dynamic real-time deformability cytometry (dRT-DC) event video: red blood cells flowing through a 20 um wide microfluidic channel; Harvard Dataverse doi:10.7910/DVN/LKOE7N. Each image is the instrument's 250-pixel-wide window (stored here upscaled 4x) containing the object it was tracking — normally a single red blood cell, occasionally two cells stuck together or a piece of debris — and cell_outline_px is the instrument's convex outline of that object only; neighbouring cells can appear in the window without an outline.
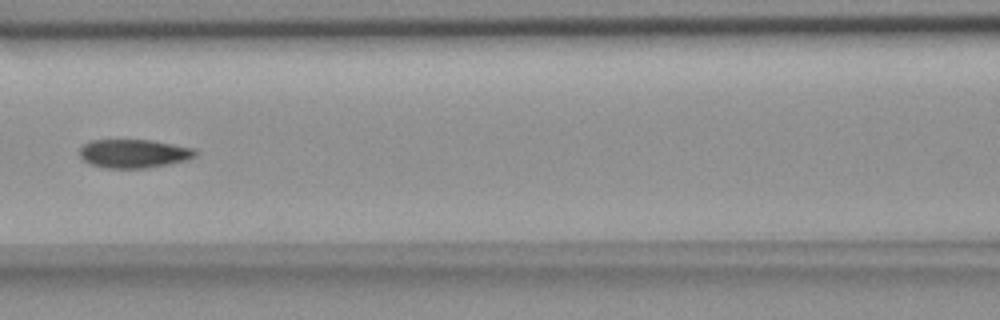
{"species": "common noctule bat (a hibernating species)", "species_latin": "Nyctalus noctula", "temperature_condition": "room temperature", "stored_images_in_passage": 8, "camera_frame_rate_fps": 3000, "um_per_image_px": 0.085, "animal": {"sex": "female", "body_mass_g": 18.4}, "frame": {"image": 1, "passage_image": 5, "time_ms": 4.667, "image_size_px": [1000, 320], "cell_outline_px": [[200, 152], [196, 156], [188, 160], [148, 168], [104, 168], [88, 164], [80, 156], [80, 148], [84, 144], [92, 140], [148, 140], [196, 148]], "centroid_in_image_um": [11.41, 13.06], "position_along_channel_um": 155.2, "area_um2": 19.48}}
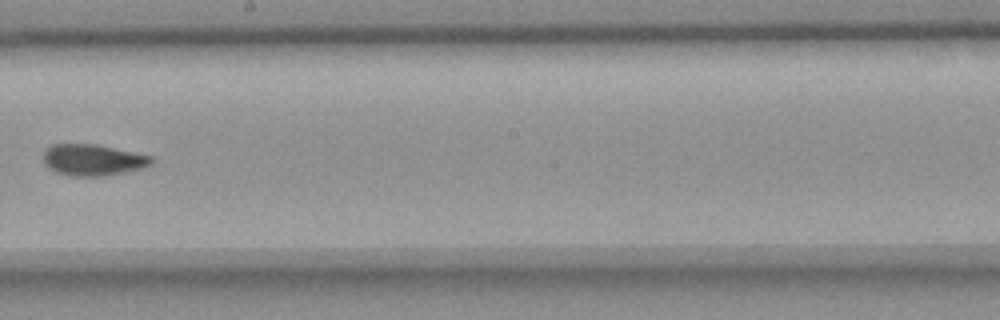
{"frame": {"image": 2, "passage_image": 7, "time_ms": 7.0, "image_size_px": [1000, 320], "cell_outline_px": [[152, 164], [144, 168], [104, 176], [72, 176], [56, 172], [48, 168], [44, 164], [44, 148], [52, 144], [96, 144], [152, 156]], "centroid_in_image_um": [7.87, 13.59], "position_along_channel_um": 240.3, "area_um2": 19.83}}
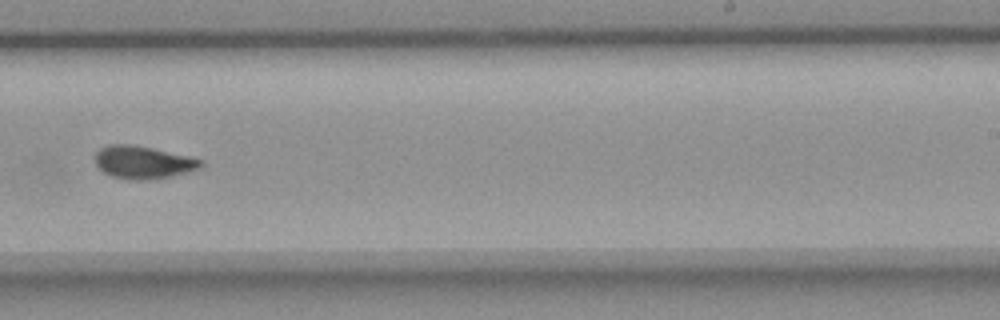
{"frame": {"image": 3, "passage_image": 8, "time_ms": 8.0, "image_size_px": [1000, 320], "cell_outline_px": [[204, 164], [200, 168], [188, 172], [172, 176], [148, 180], [128, 180], [112, 176], [104, 172], [96, 164], [96, 152], [100, 148], [108, 144], [128, 144], [152, 148], [188, 156], [204, 160]], "centroid_in_image_um": [12.18, 13.8], "position_along_channel_um": 276.8, "area_um2": 20.17}}